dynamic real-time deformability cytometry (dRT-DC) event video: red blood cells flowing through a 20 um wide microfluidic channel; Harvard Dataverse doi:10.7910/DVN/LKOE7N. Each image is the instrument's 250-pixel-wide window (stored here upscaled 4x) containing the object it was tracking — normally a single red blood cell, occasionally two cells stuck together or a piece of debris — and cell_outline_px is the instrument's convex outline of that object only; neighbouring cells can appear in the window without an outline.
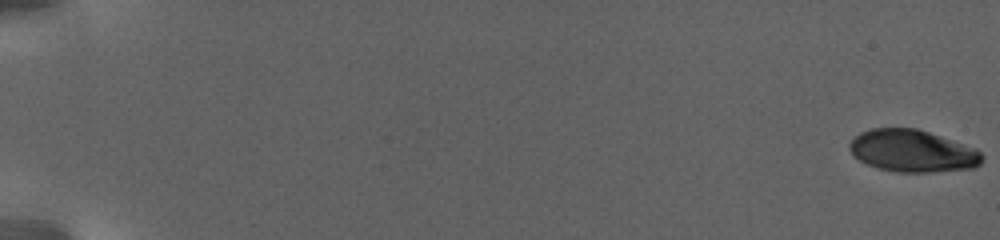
{"species": "human", "species_latin": "Homo sapiens", "temperature_condition": "warm", "stored_images_in_passage": 134, "camera_frame_rate_fps": 3000, "um_per_image_px": 0.085, "donor": {"sex": "female"}, "frame": {"image": 1, "passage_image": 1, "time_ms": 0.0, "image_size_px": [1000, 240], "cell_outline_px": [[984, 156], [980, 164], [972, 168], [928, 172], [896, 172], [880, 168], [868, 164], [860, 160], [848, 148], [848, 144], [860, 132], [872, 128], [916, 128], [976, 148]], "centroid_in_image_um": [77.57, 12.83], "position_along_channel_um": 7.4, "area_um2": 32.25}}
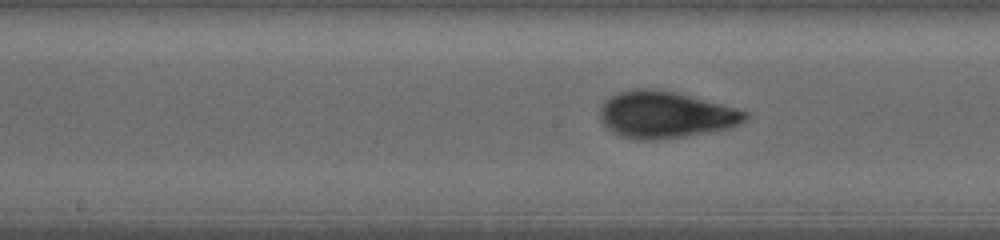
{"frame": {"image": 2, "passage_image": 74, "time_ms": 14.333, "image_size_px": [1000, 240], "cell_outline_px": [[748, 116], [744, 120], [728, 128], [656, 140], [640, 140], [620, 136], [612, 132], [600, 120], [600, 108], [604, 100], [616, 92], [632, 88], [652, 88], [676, 92], [736, 108], [748, 112]], "centroid_in_image_um": [56.48, 9.73], "position_along_channel_um": 191.7, "area_um2": 39.3}}
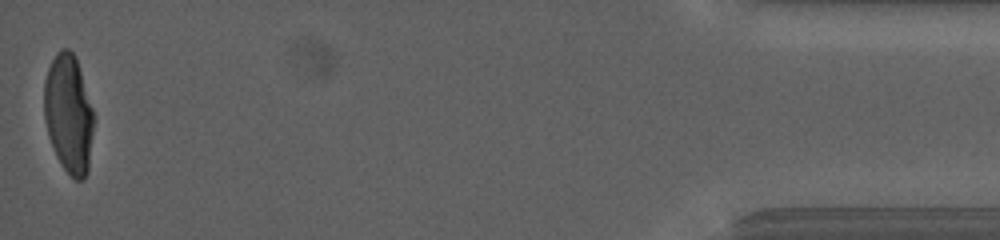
{"frame": {"image": 3, "passage_image": 132, "time_ms": 26.0, "image_size_px": [1000, 240], "cell_outline_px": [[96, 116], [88, 172], [84, 180], [76, 180], [60, 164], [56, 156], [48, 136], [44, 120], [44, 80], [48, 68], [56, 52], [60, 48], [68, 48], [76, 56]], "centroid_in_image_um": [5.86, 9.67], "position_along_channel_um": 429.3, "area_um2": 35.2}, "authors_computed_cell_mechanics": {"area_um2": 34.4488, "velocity_mm_per_s": 2.7341, "shape_relaxation_time_tau1_ms": 5.605, "shape_relaxation_time_tau2_ms": null, "deformation_change_tau1": 0.2168, "deformation_change_tau2": null}}